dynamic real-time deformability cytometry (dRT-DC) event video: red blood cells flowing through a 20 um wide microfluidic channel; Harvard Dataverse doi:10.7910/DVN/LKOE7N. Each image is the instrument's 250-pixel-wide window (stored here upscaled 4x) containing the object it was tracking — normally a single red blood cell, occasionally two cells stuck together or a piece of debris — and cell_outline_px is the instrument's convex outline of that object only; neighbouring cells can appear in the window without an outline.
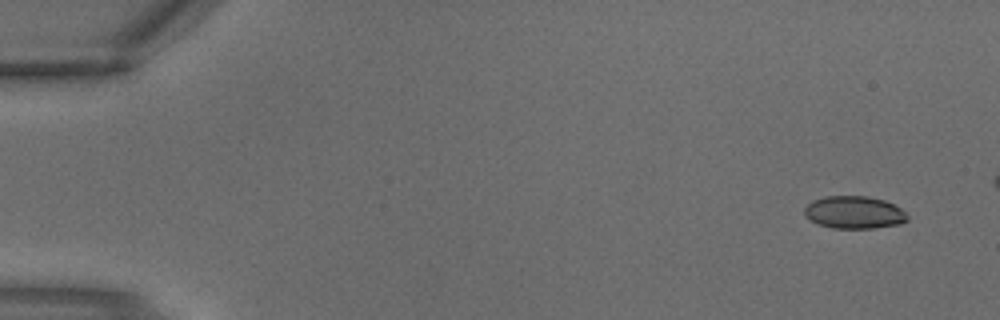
{"species": "common noctule bat (a hibernating species)", "species_latin": "Nyctalus noctula", "temperature_condition": "warm", "stored_images_in_passage": 4, "camera_frame_rate_fps": 3000, "um_per_image_px": 0.085, "animal": {"sex": "male", "body_mass_g": 18.8}, "frame": {"image": 1, "passage_image": 1, "time_ms": 0.0, "image_size_px": [1000, 320], "cell_outline_px": [[908, 220], [900, 224], [872, 228], [832, 228], [820, 224], [812, 220], [804, 212], [804, 208], [812, 200], [824, 196], [868, 196], [884, 200], [900, 208], [908, 216]], "centroid_in_image_um": [72.62, 18.04], "position_along_channel_um": 12.4, "area_um2": 19.36}}